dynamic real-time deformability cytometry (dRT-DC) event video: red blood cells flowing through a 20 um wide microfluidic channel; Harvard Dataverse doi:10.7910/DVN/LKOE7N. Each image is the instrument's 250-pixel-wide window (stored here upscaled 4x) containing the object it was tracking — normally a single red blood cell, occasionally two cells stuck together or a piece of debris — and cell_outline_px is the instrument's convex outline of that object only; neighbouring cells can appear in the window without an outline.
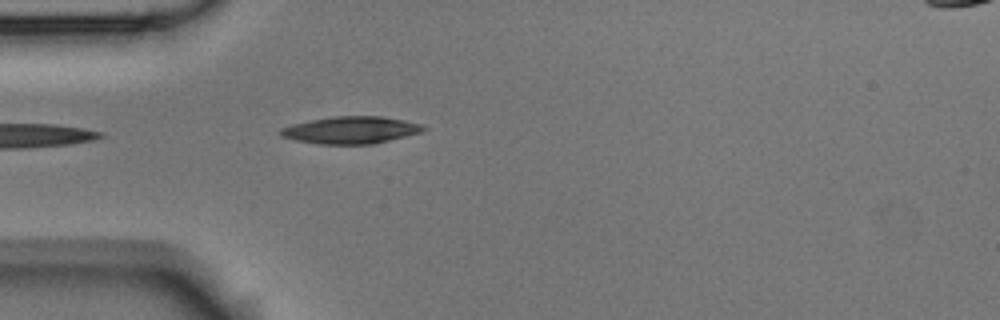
{"species": "Egyptian fruit bat (a non-hibernating species)", "species_latin": "Rousettus aegyptiacus", "temperature_condition": "room temperature", "stored_images_in_passage": 5, "camera_frame_rate_fps": 3000, "um_per_image_px": 0.085, "animal": {"sex": "male"}, "frame": {"image": 1, "passage_image": 5, "time_ms": 4.667, "image_size_px": [1000, 320], "cell_outline_px": [[428, 128], [424, 132], [372, 144], [320, 144], [296, 140], [280, 136], [276, 132], [280, 128], [292, 124], [312, 120], [336, 116], [380, 116], [404, 120], [420, 124]], "centroid_in_image_um": [29.82, 11.06], "position_along_channel_um": 55.2, "area_um2": 22.66}}